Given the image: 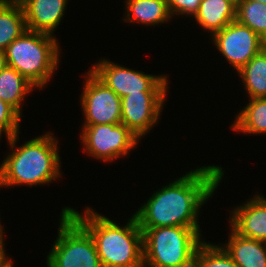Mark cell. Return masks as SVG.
Segmentation results:
<instances>
[{
	"instance_id": "obj_1",
	"label": "cell",
	"mask_w": 266,
	"mask_h": 267,
	"mask_svg": "<svg viewBox=\"0 0 266 267\" xmlns=\"http://www.w3.org/2000/svg\"><path fill=\"white\" fill-rule=\"evenodd\" d=\"M219 166H203L156 191L133 214L140 228L192 227L199 233V209L212 197L224 177Z\"/></svg>"
},
{
	"instance_id": "obj_2",
	"label": "cell",
	"mask_w": 266,
	"mask_h": 267,
	"mask_svg": "<svg viewBox=\"0 0 266 267\" xmlns=\"http://www.w3.org/2000/svg\"><path fill=\"white\" fill-rule=\"evenodd\" d=\"M69 213L92 237L102 267H144L143 232L133 215L124 227L87 207L85 214L66 207Z\"/></svg>"
},
{
	"instance_id": "obj_3",
	"label": "cell",
	"mask_w": 266,
	"mask_h": 267,
	"mask_svg": "<svg viewBox=\"0 0 266 267\" xmlns=\"http://www.w3.org/2000/svg\"><path fill=\"white\" fill-rule=\"evenodd\" d=\"M18 138L17 134L7 139L12 152L0 165L1 187L48 184L61 176L59 143L52 133L35 137L16 148Z\"/></svg>"
},
{
	"instance_id": "obj_4",
	"label": "cell",
	"mask_w": 266,
	"mask_h": 267,
	"mask_svg": "<svg viewBox=\"0 0 266 267\" xmlns=\"http://www.w3.org/2000/svg\"><path fill=\"white\" fill-rule=\"evenodd\" d=\"M56 39L27 29L6 48V64L37 89L45 87L59 64L60 50Z\"/></svg>"
},
{
	"instance_id": "obj_5",
	"label": "cell",
	"mask_w": 266,
	"mask_h": 267,
	"mask_svg": "<svg viewBox=\"0 0 266 267\" xmlns=\"http://www.w3.org/2000/svg\"><path fill=\"white\" fill-rule=\"evenodd\" d=\"M140 229L144 267H194L195 253L203 242L196 229L182 226Z\"/></svg>"
},
{
	"instance_id": "obj_6",
	"label": "cell",
	"mask_w": 266,
	"mask_h": 267,
	"mask_svg": "<svg viewBox=\"0 0 266 267\" xmlns=\"http://www.w3.org/2000/svg\"><path fill=\"white\" fill-rule=\"evenodd\" d=\"M57 240L47 256L48 267H102L90 234L69 214L61 213Z\"/></svg>"
},
{
	"instance_id": "obj_7",
	"label": "cell",
	"mask_w": 266,
	"mask_h": 267,
	"mask_svg": "<svg viewBox=\"0 0 266 267\" xmlns=\"http://www.w3.org/2000/svg\"><path fill=\"white\" fill-rule=\"evenodd\" d=\"M80 137L86 153L106 162L129 154L140 140L122 123L83 125Z\"/></svg>"
},
{
	"instance_id": "obj_8",
	"label": "cell",
	"mask_w": 266,
	"mask_h": 267,
	"mask_svg": "<svg viewBox=\"0 0 266 267\" xmlns=\"http://www.w3.org/2000/svg\"><path fill=\"white\" fill-rule=\"evenodd\" d=\"M90 70L120 98L140 91H167L169 83L165 75L145 74L105 59Z\"/></svg>"
},
{
	"instance_id": "obj_9",
	"label": "cell",
	"mask_w": 266,
	"mask_h": 267,
	"mask_svg": "<svg viewBox=\"0 0 266 267\" xmlns=\"http://www.w3.org/2000/svg\"><path fill=\"white\" fill-rule=\"evenodd\" d=\"M86 76L80 99L84 125L120 124L121 98L91 70Z\"/></svg>"
},
{
	"instance_id": "obj_10",
	"label": "cell",
	"mask_w": 266,
	"mask_h": 267,
	"mask_svg": "<svg viewBox=\"0 0 266 267\" xmlns=\"http://www.w3.org/2000/svg\"><path fill=\"white\" fill-rule=\"evenodd\" d=\"M212 40L231 66L239 71L264 48V41L249 27L232 21L216 32Z\"/></svg>"
},
{
	"instance_id": "obj_11",
	"label": "cell",
	"mask_w": 266,
	"mask_h": 267,
	"mask_svg": "<svg viewBox=\"0 0 266 267\" xmlns=\"http://www.w3.org/2000/svg\"><path fill=\"white\" fill-rule=\"evenodd\" d=\"M167 91H140L121 98V123L138 138L157 123Z\"/></svg>"
},
{
	"instance_id": "obj_12",
	"label": "cell",
	"mask_w": 266,
	"mask_h": 267,
	"mask_svg": "<svg viewBox=\"0 0 266 267\" xmlns=\"http://www.w3.org/2000/svg\"><path fill=\"white\" fill-rule=\"evenodd\" d=\"M231 213L230 228L236 233L266 242V198L254 195L245 204L235 207Z\"/></svg>"
},
{
	"instance_id": "obj_13",
	"label": "cell",
	"mask_w": 266,
	"mask_h": 267,
	"mask_svg": "<svg viewBox=\"0 0 266 267\" xmlns=\"http://www.w3.org/2000/svg\"><path fill=\"white\" fill-rule=\"evenodd\" d=\"M25 15L26 28L54 36L65 13L67 0H19Z\"/></svg>"
},
{
	"instance_id": "obj_14",
	"label": "cell",
	"mask_w": 266,
	"mask_h": 267,
	"mask_svg": "<svg viewBox=\"0 0 266 267\" xmlns=\"http://www.w3.org/2000/svg\"><path fill=\"white\" fill-rule=\"evenodd\" d=\"M228 243L222 245L238 267H266V242L240 236L231 228Z\"/></svg>"
},
{
	"instance_id": "obj_15",
	"label": "cell",
	"mask_w": 266,
	"mask_h": 267,
	"mask_svg": "<svg viewBox=\"0 0 266 267\" xmlns=\"http://www.w3.org/2000/svg\"><path fill=\"white\" fill-rule=\"evenodd\" d=\"M236 10L237 4L232 0H201L194 17L213 35L236 20Z\"/></svg>"
},
{
	"instance_id": "obj_16",
	"label": "cell",
	"mask_w": 266,
	"mask_h": 267,
	"mask_svg": "<svg viewBox=\"0 0 266 267\" xmlns=\"http://www.w3.org/2000/svg\"><path fill=\"white\" fill-rule=\"evenodd\" d=\"M25 15L19 0H0V49L6 48L25 31Z\"/></svg>"
},
{
	"instance_id": "obj_17",
	"label": "cell",
	"mask_w": 266,
	"mask_h": 267,
	"mask_svg": "<svg viewBox=\"0 0 266 267\" xmlns=\"http://www.w3.org/2000/svg\"><path fill=\"white\" fill-rule=\"evenodd\" d=\"M126 18L124 21L145 25H161L171 20L167 0H126Z\"/></svg>"
},
{
	"instance_id": "obj_18",
	"label": "cell",
	"mask_w": 266,
	"mask_h": 267,
	"mask_svg": "<svg viewBox=\"0 0 266 267\" xmlns=\"http://www.w3.org/2000/svg\"><path fill=\"white\" fill-rule=\"evenodd\" d=\"M33 88L36 87L16 69L6 65L0 70V99L12 106L20 115L22 101Z\"/></svg>"
},
{
	"instance_id": "obj_19",
	"label": "cell",
	"mask_w": 266,
	"mask_h": 267,
	"mask_svg": "<svg viewBox=\"0 0 266 267\" xmlns=\"http://www.w3.org/2000/svg\"><path fill=\"white\" fill-rule=\"evenodd\" d=\"M238 74L241 76L243 85L249 98H266V49L263 48Z\"/></svg>"
},
{
	"instance_id": "obj_20",
	"label": "cell",
	"mask_w": 266,
	"mask_h": 267,
	"mask_svg": "<svg viewBox=\"0 0 266 267\" xmlns=\"http://www.w3.org/2000/svg\"><path fill=\"white\" fill-rule=\"evenodd\" d=\"M232 128L248 134L266 133V98H252L236 115Z\"/></svg>"
},
{
	"instance_id": "obj_21",
	"label": "cell",
	"mask_w": 266,
	"mask_h": 267,
	"mask_svg": "<svg viewBox=\"0 0 266 267\" xmlns=\"http://www.w3.org/2000/svg\"><path fill=\"white\" fill-rule=\"evenodd\" d=\"M236 20L253 30L264 42L266 41V4L238 0Z\"/></svg>"
},
{
	"instance_id": "obj_22",
	"label": "cell",
	"mask_w": 266,
	"mask_h": 267,
	"mask_svg": "<svg viewBox=\"0 0 266 267\" xmlns=\"http://www.w3.org/2000/svg\"><path fill=\"white\" fill-rule=\"evenodd\" d=\"M194 267H238L222 246L203 242L198 247Z\"/></svg>"
},
{
	"instance_id": "obj_23",
	"label": "cell",
	"mask_w": 266,
	"mask_h": 267,
	"mask_svg": "<svg viewBox=\"0 0 266 267\" xmlns=\"http://www.w3.org/2000/svg\"><path fill=\"white\" fill-rule=\"evenodd\" d=\"M20 121L21 115L12 106L0 99V136L5 132L4 135L9 139L19 134Z\"/></svg>"
},
{
	"instance_id": "obj_24",
	"label": "cell",
	"mask_w": 266,
	"mask_h": 267,
	"mask_svg": "<svg viewBox=\"0 0 266 267\" xmlns=\"http://www.w3.org/2000/svg\"><path fill=\"white\" fill-rule=\"evenodd\" d=\"M201 0H167L168 10L171 15H192L199 10Z\"/></svg>"
},
{
	"instance_id": "obj_25",
	"label": "cell",
	"mask_w": 266,
	"mask_h": 267,
	"mask_svg": "<svg viewBox=\"0 0 266 267\" xmlns=\"http://www.w3.org/2000/svg\"><path fill=\"white\" fill-rule=\"evenodd\" d=\"M5 254L4 246H0V267H11L13 265L12 260L8 259Z\"/></svg>"
},
{
	"instance_id": "obj_26",
	"label": "cell",
	"mask_w": 266,
	"mask_h": 267,
	"mask_svg": "<svg viewBox=\"0 0 266 267\" xmlns=\"http://www.w3.org/2000/svg\"><path fill=\"white\" fill-rule=\"evenodd\" d=\"M5 51L0 49V70L6 66Z\"/></svg>"
},
{
	"instance_id": "obj_27",
	"label": "cell",
	"mask_w": 266,
	"mask_h": 267,
	"mask_svg": "<svg viewBox=\"0 0 266 267\" xmlns=\"http://www.w3.org/2000/svg\"><path fill=\"white\" fill-rule=\"evenodd\" d=\"M2 227H3V226H1V224H0V246H4V244H3V243H4V242H3V241H4V239H3V237H4V236H3V233H4V232H3V228H2Z\"/></svg>"
},
{
	"instance_id": "obj_28",
	"label": "cell",
	"mask_w": 266,
	"mask_h": 267,
	"mask_svg": "<svg viewBox=\"0 0 266 267\" xmlns=\"http://www.w3.org/2000/svg\"><path fill=\"white\" fill-rule=\"evenodd\" d=\"M249 1H256V2H260V3L266 4V0H249Z\"/></svg>"
}]
</instances>
